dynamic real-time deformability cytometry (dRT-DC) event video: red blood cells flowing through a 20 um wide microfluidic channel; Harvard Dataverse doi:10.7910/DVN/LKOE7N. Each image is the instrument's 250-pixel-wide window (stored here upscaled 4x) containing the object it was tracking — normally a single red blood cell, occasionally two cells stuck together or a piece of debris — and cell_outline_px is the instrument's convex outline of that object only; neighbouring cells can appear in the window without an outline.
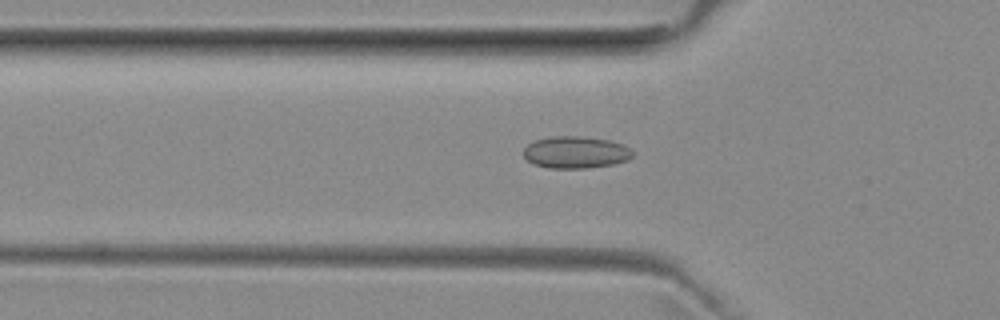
{"species": "common noctule bat (a hibernating species)", "species_latin": "Nyctalus noctula", "temperature_condition": "room temperature", "stored_images_in_passage": 37, "camera_frame_rate_fps": 3000, "um_per_image_px": 0.085, "animal": {"sex": "female", "body_mass_g": 29.2, "forearm_length_mm": 56.3}, "frame": {"image": 1, "passage_image": 10, "time_ms": 3.0, "image_size_px": [1000, 320], "cell_outline_px": [[632, 156], [628, 160], [612, 164], [588, 168], [548, 168], [532, 164], [524, 156], [524, 148], [528, 144], [536, 140], [552, 136], [580, 136], [608, 140], [624, 144], [632, 152]], "centroid_in_image_um": [48.91, 12.95], "position_along_channel_um": 76.9, "area_um2": 20.29}}
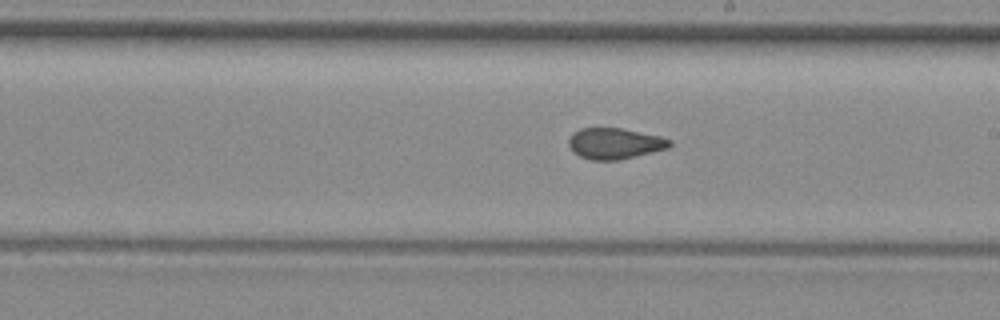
{"frame": {"image": 2, "passage_image": 22, "time_ms": 7.0, "image_size_px": [1000, 320], "cell_outline_px": [[672, 144], [668, 148], [616, 160], [592, 160], [580, 156], [572, 152], [568, 144], [568, 140], [572, 132], [580, 128], [620, 128], [660, 136], [672, 140]], "centroid_in_image_um": [52.21, 12.18], "position_along_channel_um": 236.8, "area_um2": 18.15}}
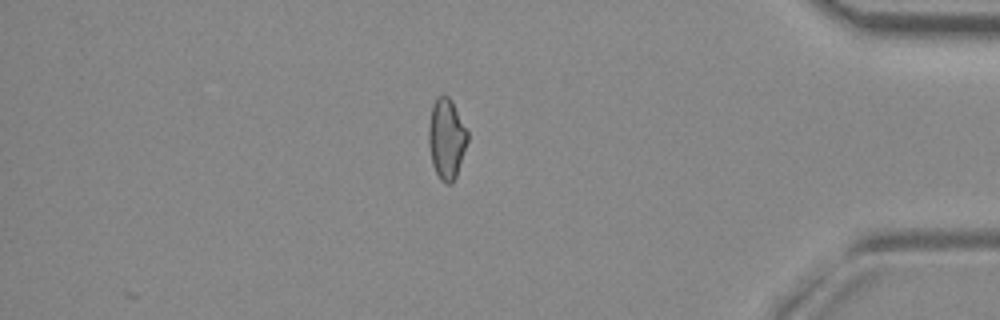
{"frame": {"image": 3, "passage_image": 37, "time_ms": 12.0, "image_size_px": [1000, 320], "cell_outline_px": [[468, 140], [456, 176], [452, 184], [444, 184], [440, 180], [432, 164], [428, 144], [428, 124], [432, 104], [436, 96], [444, 92], [452, 100], [468, 132]], "centroid_in_image_um": [37.93, 11.75], "position_along_channel_um": 397.3, "area_um2": 18.61}, "authors_computed_cell_mechanics": {"area_um2": 18.6116, "velocity_mm_per_s": 3.9825, "shape_relaxation_time_tau1_ms": null, "shape_relaxation_time_tau2_ms": 1.2109, "deformation_change_tau1": null, "deformation_change_tau2": 0.0635}}